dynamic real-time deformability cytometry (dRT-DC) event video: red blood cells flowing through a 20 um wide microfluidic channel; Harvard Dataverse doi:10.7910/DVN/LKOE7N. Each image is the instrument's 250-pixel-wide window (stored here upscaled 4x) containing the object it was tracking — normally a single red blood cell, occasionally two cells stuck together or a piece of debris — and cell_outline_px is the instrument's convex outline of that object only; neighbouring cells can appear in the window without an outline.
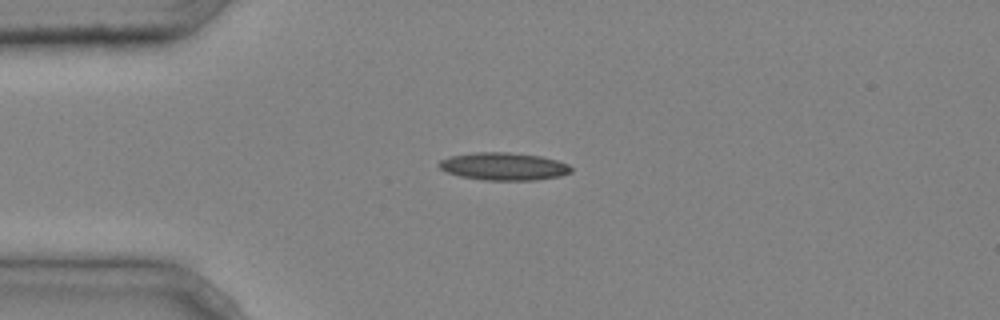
{"species": "common noctule bat (a hibernating species)", "species_latin": "Nyctalus noctula", "temperature_condition": "cold", "stored_images_in_passage": 4, "camera_frame_rate_fps": 3000, "um_per_image_px": 0.085, "animal": {"sex": "male", "body_mass_g": 20.4}, "frame": {"image": 1, "passage_image": 3, "time_ms": 0.667, "image_size_px": [1000, 320], "cell_outline_px": [[572, 172], [560, 176], [536, 180], [484, 180], [460, 176], [448, 172], [440, 168], [436, 164], [440, 160], [448, 156], [472, 152], [508, 152], [540, 156], [556, 160], [568, 164], [572, 168]], "centroid_in_image_um": [42.79, 14.14], "position_along_channel_um": 42.2, "area_um2": 21.39}}
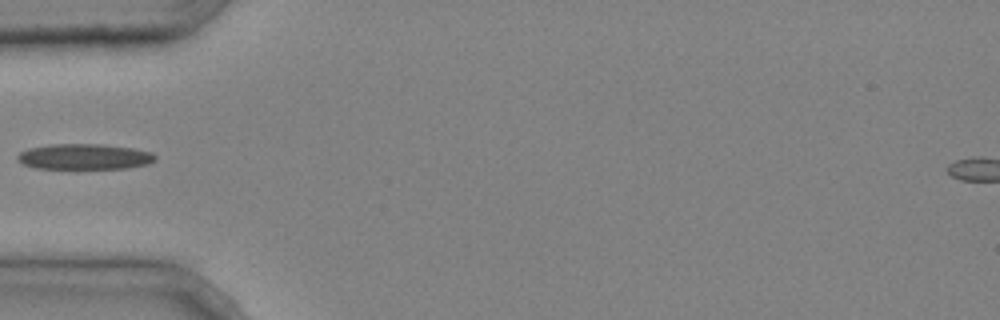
{"frame": {"image": 2, "passage_image": 4, "time_ms": 1.0, "image_size_px": [1000, 320], "cell_outline_px": [[156, 160], [148, 164], [128, 168], [36, 168], [24, 164], [16, 160], [16, 156], [20, 152], [28, 148], [48, 144], [100, 144], [132, 148], [152, 152], [156, 156]], "centroid_in_image_um": [7.16, 13.31], "position_along_channel_um": 77.8, "area_um2": 20.58}}